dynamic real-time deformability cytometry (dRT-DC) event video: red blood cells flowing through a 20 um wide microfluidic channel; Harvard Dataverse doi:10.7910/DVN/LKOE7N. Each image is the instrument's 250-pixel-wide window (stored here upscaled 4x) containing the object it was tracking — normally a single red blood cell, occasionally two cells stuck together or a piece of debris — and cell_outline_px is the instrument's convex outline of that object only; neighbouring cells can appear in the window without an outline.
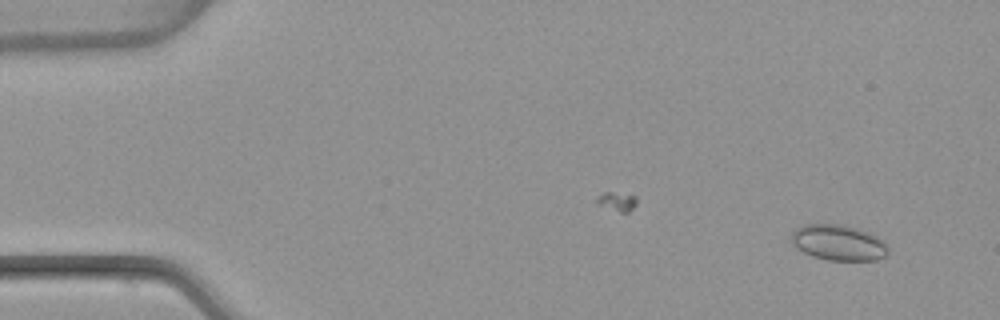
{"species": "common noctule bat (a hibernating species)", "species_latin": "Nyctalus noctula", "temperature_condition": "warm", "stored_images_in_passage": 49, "camera_frame_rate_fps": 3000, "um_per_image_px": 0.085, "animal": {"sex": "female", "body_mass_g": 22.7, "forearm_length_mm": 54.2}, "frame": {"image": 1, "passage_image": 4, "time_ms": 1.0, "image_size_px": [1000, 320], "cell_outline_px": [[888, 252], [884, 256], [876, 260], [828, 260], [812, 256], [796, 248], [792, 244], [792, 232], [796, 228], [804, 224], [840, 224], [856, 228], [868, 232], [884, 240], [888, 248]], "centroid_in_image_um": [71.26, 20.62], "position_along_channel_um": 13.7, "area_um2": 20.11}}
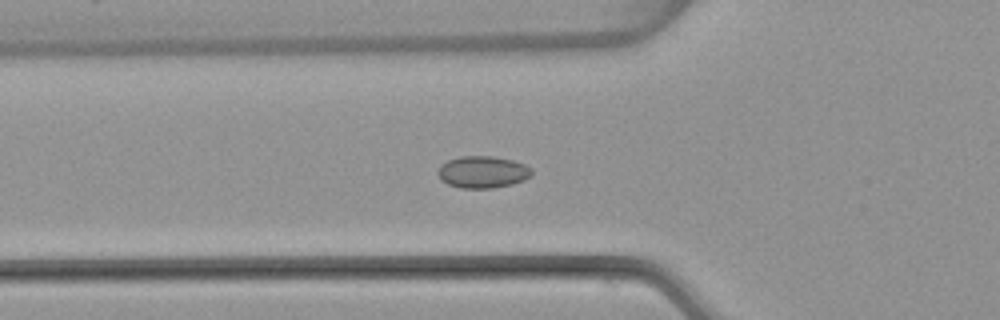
{"frame": {"image": 2, "passage_image": 19, "time_ms": 6.0, "image_size_px": [1000, 320], "cell_outline_px": [[532, 172], [524, 180], [512, 184], [492, 188], [460, 188], [448, 184], [440, 180], [436, 172], [440, 164], [448, 160], [460, 156], [492, 156], [512, 160], [524, 164], [532, 168]], "centroid_in_image_um": [40.98, 14.62], "position_along_channel_um": 84.8, "area_um2": 17.57}}
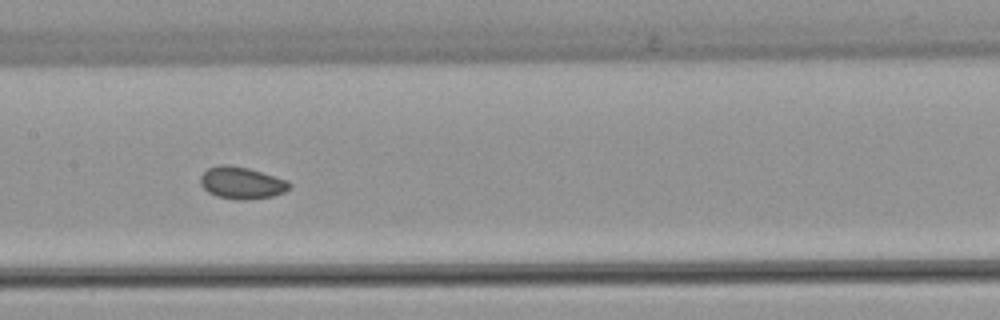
{"frame": {"image": 3, "passage_image": 27, "time_ms": 8.667, "image_size_px": [1000, 320], "cell_outline_px": [[292, 184], [284, 192], [272, 196], [244, 200], [240, 200], [216, 196], [208, 192], [200, 184], [200, 176], [208, 168], [220, 164], [228, 164], [248, 168], [288, 180]], "centroid_in_image_um": [20.52, 15.54], "position_along_channel_um": 186.9, "area_um2": 16.59}, "authors_computed_cell_mechanics": {"area_um2": 16.3574, "velocity_mm_per_s": 3.817, "shape_relaxation_time_tau1_ms": null, "shape_relaxation_time_tau2_ms": 2.8692, "deformation_change_tau1": null, "deformation_change_tau2": 0.0571}}